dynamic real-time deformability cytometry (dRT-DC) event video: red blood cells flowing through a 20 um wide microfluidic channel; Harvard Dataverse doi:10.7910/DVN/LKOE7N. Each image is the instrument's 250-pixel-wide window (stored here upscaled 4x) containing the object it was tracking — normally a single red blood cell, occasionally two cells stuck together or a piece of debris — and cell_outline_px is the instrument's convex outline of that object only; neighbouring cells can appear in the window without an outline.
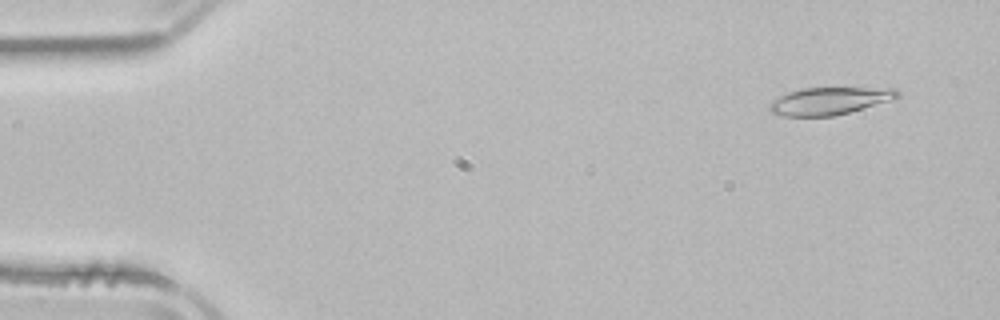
{"species": "common noctule bat (a hibernating species)", "species_latin": "Nyctalus noctula", "temperature_condition": "room temperature", "stored_images_in_passage": 5, "camera_frame_rate_fps": 3000, "um_per_image_px": 0.085, "animal": {"sex": "male", "body_mass_g": 21.5, "forearm_length_mm": 52.0}, "frame": {"image": 1, "passage_image": 2, "time_ms": 1.0, "image_size_px": [1000, 320], "cell_outline_px": [[900, 96], [888, 100], [848, 112], [832, 116], [780, 116], [772, 112], [768, 108], [768, 104], [772, 100], [788, 92], [800, 88], [896, 88], [900, 92]], "centroid_in_image_um": [70.44, 8.57], "position_along_channel_um": 14.6, "area_um2": 20.17}}
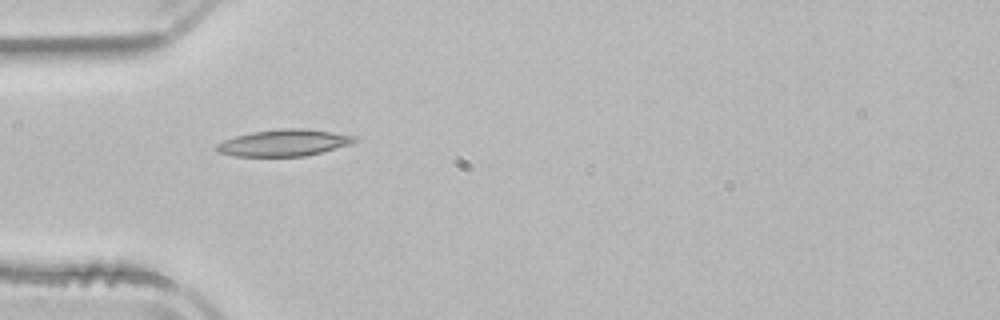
{"frame": {"image": 2, "passage_image": 5, "time_ms": 5.0, "image_size_px": [1000, 320], "cell_outline_px": [[360, 140], [352, 144], [304, 156], [236, 156], [216, 152], [212, 148], [216, 144], [224, 140], [236, 136], [252, 132], [280, 128], [304, 128], [360, 136]], "centroid_in_image_um": [24.15, 12.13], "position_along_channel_um": 60.8, "area_um2": 21.68}}